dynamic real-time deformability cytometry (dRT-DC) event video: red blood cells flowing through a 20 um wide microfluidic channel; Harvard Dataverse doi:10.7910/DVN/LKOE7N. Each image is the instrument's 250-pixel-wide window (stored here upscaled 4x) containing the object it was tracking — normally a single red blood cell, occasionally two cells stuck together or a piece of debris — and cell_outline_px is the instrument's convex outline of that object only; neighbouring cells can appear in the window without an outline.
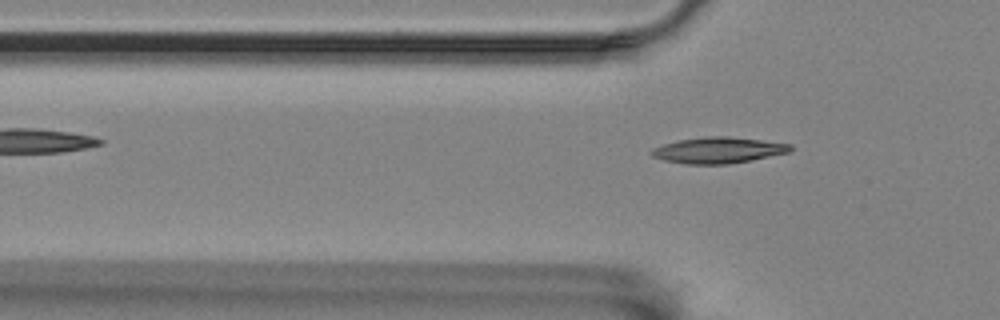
{"species": "Egyptian fruit bat (a non-hibernating species)", "species_latin": "Rousettus aegyptiacus", "temperature_condition": "room temperature", "stored_images_in_passage": 2, "camera_frame_rate_fps": 3000, "um_per_image_px": 0.085, "animal": {"sex": "female"}, "frame": {"image": 1, "passage_image": 2, "time_ms": 1.333, "image_size_px": [1000, 320], "cell_outline_px": [[792, 152], [752, 160], [728, 164], [684, 164], [664, 160], [652, 156], [648, 152], [652, 148], [664, 144], [680, 140], [704, 136], [728, 136], [792, 144]], "centroid_in_image_um": [61.06, 12.77], "position_along_channel_um": 64.7, "area_um2": 21.21}}